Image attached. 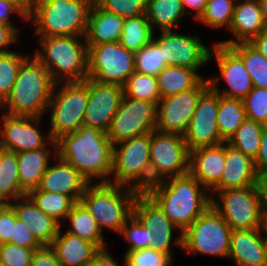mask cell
<instances>
[{
    "label": "cell",
    "mask_w": 267,
    "mask_h": 266,
    "mask_svg": "<svg viewBox=\"0 0 267 266\" xmlns=\"http://www.w3.org/2000/svg\"><path fill=\"white\" fill-rule=\"evenodd\" d=\"M56 144L57 155L89 183H97V179L99 183H110L108 177H112L114 146L107 133L83 125L75 132L62 135Z\"/></svg>",
    "instance_id": "6da1fadb"
},
{
    "label": "cell",
    "mask_w": 267,
    "mask_h": 266,
    "mask_svg": "<svg viewBox=\"0 0 267 266\" xmlns=\"http://www.w3.org/2000/svg\"><path fill=\"white\" fill-rule=\"evenodd\" d=\"M26 194L20 187L17 154L0 148V205Z\"/></svg>",
    "instance_id": "d6a6232c"
},
{
    "label": "cell",
    "mask_w": 267,
    "mask_h": 266,
    "mask_svg": "<svg viewBox=\"0 0 267 266\" xmlns=\"http://www.w3.org/2000/svg\"><path fill=\"white\" fill-rule=\"evenodd\" d=\"M140 192L111 183H90L80 202L95 218L100 230L119 233L133 215V205Z\"/></svg>",
    "instance_id": "8992f818"
},
{
    "label": "cell",
    "mask_w": 267,
    "mask_h": 266,
    "mask_svg": "<svg viewBox=\"0 0 267 266\" xmlns=\"http://www.w3.org/2000/svg\"><path fill=\"white\" fill-rule=\"evenodd\" d=\"M16 4L27 16L31 13L34 0H6Z\"/></svg>",
    "instance_id": "91938a15"
},
{
    "label": "cell",
    "mask_w": 267,
    "mask_h": 266,
    "mask_svg": "<svg viewBox=\"0 0 267 266\" xmlns=\"http://www.w3.org/2000/svg\"><path fill=\"white\" fill-rule=\"evenodd\" d=\"M265 30L259 0H237L228 30L235 39L219 40L217 43L225 46L248 43Z\"/></svg>",
    "instance_id": "484cf974"
},
{
    "label": "cell",
    "mask_w": 267,
    "mask_h": 266,
    "mask_svg": "<svg viewBox=\"0 0 267 266\" xmlns=\"http://www.w3.org/2000/svg\"><path fill=\"white\" fill-rule=\"evenodd\" d=\"M135 72V56L119 42L88 46V78L124 86Z\"/></svg>",
    "instance_id": "8fae6325"
},
{
    "label": "cell",
    "mask_w": 267,
    "mask_h": 266,
    "mask_svg": "<svg viewBox=\"0 0 267 266\" xmlns=\"http://www.w3.org/2000/svg\"><path fill=\"white\" fill-rule=\"evenodd\" d=\"M262 18L265 24V28L267 30V0H259Z\"/></svg>",
    "instance_id": "94428289"
},
{
    "label": "cell",
    "mask_w": 267,
    "mask_h": 266,
    "mask_svg": "<svg viewBox=\"0 0 267 266\" xmlns=\"http://www.w3.org/2000/svg\"><path fill=\"white\" fill-rule=\"evenodd\" d=\"M242 103L247 119L267 126V89L254 87Z\"/></svg>",
    "instance_id": "f6af8a7d"
},
{
    "label": "cell",
    "mask_w": 267,
    "mask_h": 266,
    "mask_svg": "<svg viewBox=\"0 0 267 266\" xmlns=\"http://www.w3.org/2000/svg\"><path fill=\"white\" fill-rule=\"evenodd\" d=\"M124 95L133 99L145 100L158 104L160 92L157 77L135 71L123 86Z\"/></svg>",
    "instance_id": "f35d334b"
},
{
    "label": "cell",
    "mask_w": 267,
    "mask_h": 266,
    "mask_svg": "<svg viewBox=\"0 0 267 266\" xmlns=\"http://www.w3.org/2000/svg\"><path fill=\"white\" fill-rule=\"evenodd\" d=\"M88 97L89 78L81 82H63L54 85L47 109L50 112L48 133L54 141L83 126Z\"/></svg>",
    "instance_id": "ba28073f"
},
{
    "label": "cell",
    "mask_w": 267,
    "mask_h": 266,
    "mask_svg": "<svg viewBox=\"0 0 267 266\" xmlns=\"http://www.w3.org/2000/svg\"><path fill=\"white\" fill-rule=\"evenodd\" d=\"M254 160L225 142V166L220 182L210 191L215 195L226 189H244L256 185Z\"/></svg>",
    "instance_id": "603a6c76"
},
{
    "label": "cell",
    "mask_w": 267,
    "mask_h": 266,
    "mask_svg": "<svg viewBox=\"0 0 267 266\" xmlns=\"http://www.w3.org/2000/svg\"><path fill=\"white\" fill-rule=\"evenodd\" d=\"M151 233L150 229L145 228L140 221L132 215L122 227L120 232V235H122L124 240L130 244L129 248L126 249L125 252L150 249Z\"/></svg>",
    "instance_id": "7bdbcfd3"
},
{
    "label": "cell",
    "mask_w": 267,
    "mask_h": 266,
    "mask_svg": "<svg viewBox=\"0 0 267 266\" xmlns=\"http://www.w3.org/2000/svg\"><path fill=\"white\" fill-rule=\"evenodd\" d=\"M219 94L210 86L201 94L188 128L183 135L189 151L217 146L221 138L217 124Z\"/></svg>",
    "instance_id": "2e32d148"
},
{
    "label": "cell",
    "mask_w": 267,
    "mask_h": 266,
    "mask_svg": "<svg viewBox=\"0 0 267 266\" xmlns=\"http://www.w3.org/2000/svg\"><path fill=\"white\" fill-rule=\"evenodd\" d=\"M124 95L123 87L89 79V97L83 125L107 133Z\"/></svg>",
    "instance_id": "ffe728a7"
},
{
    "label": "cell",
    "mask_w": 267,
    "mask_h": 266,
    "mask_svg": "<svg viewBox=\"0 0 267 266\" xmlns=\"http://www.w3.org/2000/svg\"><path fill=\"white\" fill-rule=\"evenodd\" d=\"M264 126L261 123L246 118L226 143L252 160H255L259 151Z\"/></svg>",
    "instance_id": "8d00e7d4"
},
{
    "label": "cell",
    "mask_w": 267,
    "mask_h": 266,
    "mask_svg": "<svg viewBox=\"0 0 267 266\" xmlns=\"http://www.w3.org/2000/svg\"><path fill=\"white\" fill-rule=\"evenodd\" d=\"M27 195L32 199L36 206L45 214L53 217L61 224L66 219L68 213L76 202L67 195L46 192L38 188L30 190Z\"/></svg>",
    "instance_id": "d590c367"
},
{
    "label": "cell",
    "mask_w": 267,
    "mask_h": 266,
    "mask_svg": "<svg viewBox=\"0 0 267 266\" xmlns=\"http://www.w3.org/2000/svg\"><path fill=\"white\" fill-rule=\"evenodd\" d=\"M211 203L232 230L262 228L264 212L256 186L218 191Z\"/></svg>",
    "instance_id": "30bf717a"
},
{
    "label": "cell",
    "mask_w": 267,
    "mask_h": 266,
    "mask_svg": "<svg viewBox=\"0 0 267 266\" xmlns=\"http://www.w3.org/2000/svg\"><path fill=\"white\" fill-rule=\"evenodd\" d=\"M61 232L60 227L58 235L49 247L63 266H87L100 251L95 244L87 240L68 232Z\"/></svg>",
    "instance_id": "4316f807"
},
{
    "label": "cell",
    "mask_w": 267,
    "mask_h": 266,
    "mask_svg": "<svg viewBox=\"0 0 267 266\" xmlns=\"http://www.w3.org/2000/svg\"><path fill=\"white\" fill-rule=\"evenodd\" d=\"M262 229L233 230L228 258L235 266H267V243Z\"/></svg>",
    "instance_id": "7402d4cb"
},
{
    "label": "cell",
    "mask_w": 267,
    "mask_h": 266,
    "mask_svg": "<svg viewBox=\"0 0 267 266\" xmlns=\"http://www.w3.org/2000/svg\"><path fill=\"white\" fill-rule=\"evenodd\" d=\"M1 119V149L15 153L34 151L46 148L53 141L49 133L45 136L39 129L41 117L14 116L3 113Z\"/></svg>",
    "instance_id": "d6986e66"
},
{
    "label": "cell",
    "mask_w": 267,
    "mask_h": 266,
    "mask_svg": "<svg viewBox=\"0 0 267 266\" xmlns=\"http://www.w3.org/2000/svg\"><path fill=\"white\" fill-rule=\"evenodd\" d=\"M232 229L211 205L184 232L188 253L228 258Z\"/></svg>",
    "instance_id": "9c48e42d"
},
{
    "label": "cell",
    "mask_w": 267,
    "mask_h": 266,
    "mask_svg": "<svg viewBox=\"0 0 267 266\" xmlns=\"http://www.w3.org/2000/svg\"><path fill=\"white\" fill-rule=\"evenodd\" d=\"M9 243L26 249H40L42 247L32 235L29 227L23 221L17 219V216L16 222L13 224L12 236Z\"/></svg>",
    "instance_id": "c3c4849f"
},
{
    "label": "cell",
    "mask_w": 267,
    "mask_h": 266,
    "mask_svg": "<svg viewBox=\"0 0 267 266\" xmlns=\"http://www.w3.org/2000/svg\"><path fill=\"white\" fill-rule=\"evenodd\" d=\"M55 164L49 165L37 187L39 190L70 196L76 203L80 202L89 181L68 162L58 155L53 156Z\"/></svg>",
    "instance_id": "44dd1931"
},
{
    "label": "cell",
    "mask_w": 267,
    "mask_h": 266,
    "mask_svg": "<svg viewBox=\"0 0 267 266\" xmlns=\"http://www.w3.org/2000/svg\"><path fill=\"white\" fill-rule=\"evenodd\" d=\"M9 205L15 211L17 219L29 227L42 246H49L58 235L61 224L40 210L27 194L16 198Z\"/></svg>",
    "instance_id": "d4e9b609"
},
{
    "label": "cell",
    "mask_w": 267,
    "mask_h": 266,
    "mask_svg": "<svg viewBox=\"0 0 267 266\" xmlns=\"http://www.w3.org/2000/svg\"><path fill=\"white\" fill-rule=\"evenodd\" d=\"M236 1L208 0L205 11L198 22L212 29L226 27L229 30Z\"/></svg>",
    "instance_id": "ab89813d"
},
{
    "label": "cell",
    "mask_w": 267,
    "mask_h": 266,
    "mask_svg": "<svg viewBox=\"0 0 267 266\" xmlns=\"http://www.w3.org/2000/svg\"><path fill=\"white\" fill-rule=\"evenodd\" d=\"M248 44L267 58V30L262 31L256 37L252 38Z\"/></svg>",
    "instance_id": "680465c9"
},
{
    "label": "cell",
    "mask_w": 267,
    "mask_h": 266,
    "mask_svg": "<svg viewBox=\"0 0 267 266\" xmlns=\"http://www.w3.org/2000/svg\"><path fill=\"white\" fill-rule=\"evenodd\" d=\"M225 166V142L189 151V173L208 191L221 180Z\"/></svg>",
    "instance_id": "cb8c5ba5"
},
{
    "label": "cell",
    "mask_w": 267,
    "mask_h": 266,
    "mask_svg": "<svg viewBox=\"0 0 267 266\" xmlns=\"http://www.w3.org/2000/svg\"><path fill=\"white\" fill-rule=\"evenodd\" d=\"M35 250L11 243L0 244V261L6 266H31Z\"/></svg>",
    "instance_id": "7dc6e473"
},
{
    "label": "cell",
    "mask_w": 267,
    "mask_h": 266,
    "mask_svg": "<svg viewBox=\"0 0 267 266\" xmlns=\"http://www.w3.org/2000/svg\"><path fill=\"white\" fill-rule=\"evenodd\" d=\"M30 57L22 62L11 93L0 107L9 115L42 118L55 83L48 69L35 56Z\"/></svg>",
    "instance_id": "3957f363"
},
{
    "label": "cell",
    "mask_w": 267,
    "mask_h": 266,
    "mask_svg": "<svg viewBox=\"0 0 267 266\" xmlns=\"http://www.w3.org/2000/svg\"><path fill=\"white\" fill-rule=\"evenodd\" d=\"M67 219L70 227L66 232L95 244L100 250L107 248L104 235L97 221L81 202H77L72 207Z\"/></svg>",
    "instance_id": "4dcf8cb0"
},
{
    "label": "cell",
    "mask_w": 267,
    "mask_h": 266,
    "mask_svg": "<svg viewBox=\"0 0 267 266\" xmlns=\"http://www.w3.org/2000/svg\"><path fill=\"white\" fill-rule=\"evenodd\" d=\"M160 36L153 35L152 41L162 51L163 60L171 66H180L198 70L210 62V52L197 35L180 34L173 30L161 31Z\"/></svg>",
    "instance_id": "9a60e30c"
},
{
    "label": "cell",
    "mask_w": 267,
    "mask_h": 266,
    "mask_svg": "<svg viewBox=\"0 0 267 266\" xmlns=\"http://www.w3.org/2000/svg\"><path fill=\"white\" fill-rule=\"evenodd\" d=\"M124 260V266H127L125 258ZM115 260V258L112 257L110 252H108V249H102L100 250L93 258V260L87 265V266H119ZM121 266V265H120Z\"/></svg>",
    "instance_id": "11a10c76"
},
{
    "label": "cell",
    "mask_w": 267,
    "mask_h": 266,
    "mask_svg": "<svg viewBox=\"0 0 267 266\" xmlns=\"http://www.w3.org/2000/svg\"><path fill=\"white\" fill-rule=\"evenodd\" d=\"M256 188L264 213H267V171L257 174Z\"/></svg>",
    "instance_id": "6f0895ef"
},
{
    "label": "cell",
    "mask_w": 267,
    "mask_h": 266,
    "mask_svg": "<svg viewBox=\"0 0 267 266\" xmlns=\"http://www.w3.org/2000/svg\"><path fill=\"white\" fill-rule=\"evenodd\" d=\"M185 15L181 0H148L146 16L153 31L178 28L179 20Z\"/></svg>",
    "instance_id": "1f68e13d"
},
{
    "label": "cell",
    "mask_w": 267,
    "mask_h": 266,
    "mask_svg": "<svg viewBox=\"0 0 267 266\" xmlns=\"http://www.w3.org/2000/svg\"><path fill=\"white\" fill-rule=\"evenodd\" d=\"M246 111L241 99L228 98L219 94L217 124L221 138L227 142L246 120Z\"/></svg>",
    "instance_id": "836d02e7"
},
{
    "label": "cell",
    "mask_w": 267,
    "mask_h": 266,
    "mask_svg": "<svg viewBox=\"0 0 267 266\" xmlns=\"http://www.w3.org/2000/svg\"><path fill=\"white\" fill-rule=\"evenodd\" d=\"M157 105L123 95L107 136L114 146L124 140L151 133L156 126Z\"/></svg>",
    "instance_id": "4fadbf2b"
},
{
    "label": "cell",
    "mask_w": 267,
    "mask_h": 266,
    "mask_svg": "<svg viewBox=\"0 0 267 266\" xmlns=\"http://www.w3.org/2000/svg\"><path fill=\"white\" fill-rule=\"evenodd\" d=\"M195 69L180 66H166L158 75L160 97L165 98L195 88L202 80Z\"/></svg>",
    "instance_id": "f546056e"
},
{
    "label": "cell",
    "mask_w": 267,
    "mask_h": 266,
    "mask_svg": "<svg viewBox=\"0 0 267 266\" xmlns=\"http://www.w3.org/2000/svg\"><path fill=\"white\" fill-rule=\"evenodd\" d=\"M16 154L20 187L28 193L30 190L39 186L42 176L50 165V156L57 155V144L53 140L46 148L34 151H22Z\"/></svg>",
    "instance_id": "83f0119b"
},
{
    "label": "cell",
    "mask_w": 267,
    "mask_h": 266,
    "mask_svg": "<svg viewBox=\"0 0 267 266\" xmlns=\"http://www.w3.org/2000/svg\"><path fill=\"white\" fill-rule=\"evenodd\" d=\"M135 71L145 75L157 77V75L167 66L166 60H163L162 51L151 41L134 53Z\"/></svg>",
    "instance_id": "b9f144b4"
},
{
    "label": "cell",
    "mask_w": 267,
    "mask_h": 266,
    "mask_svg": "<svg viewBox=\"0 0 267 266\" xmlns=\"http://www.w3.org/2000/svg\"><path fill=\"white\" fill-rule=\"evenodd\" d=\"M28 56L15 51L0 55V105L10 95L20 66Z\"/></svg>",
    "instance_id": "60d3db41"
},
{
    "label": "cell",
    "mask_w": 267,
    "mask_h": 266,
    "mask_svg": "<svg viewBox=\"0 0 267 266\" xmlns=\"http://www.w3.org/2000/svg\"><path fill=\"white\" fill-rule=\"evenodd\" d=\"M262 232H264V238L267 243V213H264L263 215V221H262Z\"/></svg>",
    "instance_id": "6125c7cd"
},
{
    "label": "cell",
    "mask_w": 267,
    "mask_h": 266,
    "mask_svg": "<svg viewBox=\"0 0 267 266\" xmlns=\"http://www.w3.org/2000/svg\"><path fill=\"white\" fill-rule=\"evenodd\" d=\"M94 0H34L28 20H33L35 35L85 36Z\"/></svg>",
    "instance_id": "5b68a950"
},
{
    "label": "cell",
    "mask_w": 267,
    "mask_h": 266,
    "mask_svg": "<svg viewBox=\"0 0 267 266\" xmlns=\"http://www.w3.org/2000/svg\"><path fill=\"white\" fill-rule=\"evenodd\" d=\"M150 142L151 133H146L114 145L111 184L140 193L151 187Z\"/></svg>",
    "instance_id": "52a82bcc"
},
{
    "label": "cell",
    "mask_w": 267,
    "mask_h": 266,
    "mask_svg": "<svg viewBox=\"0 0 267 266\" xmlns=\"http://www.w3.org/2000/svg\"><path fill=\"white\" fill-rule=\"evenodd\" d=\"M124 20L123 17L107 12L93 2L85 35L87 46L119 42Z\"/></svg>",
    "instance_id": "f1b7e54d"
},
{
    "label": "cell",
    "mask_w": 267,
    "mask_h": 266,
    "mask_svg": "<svg viewBox=\"0 0 267 266\" xmlns=\"http://www.w3.org/2000/svg\"><path fill=\"white\" fill-rule=\"evenodd\" d=\"M16 213L9 204L0 205V244L9 243L12 236Z\"/></svg>",
    "instance_id": "681fc988"
},
{
    "label": "cell",
    "mask_w": 267,
    "mask_h": 266,
    "mask_svg": "<svg viewBox=\"0 0 267 266\" xmlns=\"http://www.w3.org/2000/svg\"><path fill=\"white\" fill-rule=\"evenodd\" d=\"M0 266H6V265L0 261Z\"/></svg>",
    "instance_id": "be15d7a7"
},
{
    "label": "cell",
    "mask_w": 267,
    "mask_h": 266,
    "mask_svg": "<svg viewBox=\"0 0 267 266\" xmlns=\"http://www.w3.org/2000/svg\"><path fill=\"white\" fill-rule=\"evenodd\" d=\"M103 10L124 19L146 14L148 0H94Z\"/></svg>",
    "instance_id": "ee69618b"
},
{
    "label": "cell",
    "mask_w": 267,
    "mask_h": 266,
    "mask_svg": "<svg viewBox=\"0 0 267 266\" xmlns=\"http://www.w3.org/2000/svg\"><path fill=\"white\" fill-rule=\"evenodd\" d=\"M127 266H172L173 260L166 254L152 250L140 249L127 252L123 256Z\"/></svg>",
    "instance_id": "bcb514c9"
},
{
    "label": "cell",
    "mask_w": 267,
    "mask_h": 266,
    "mask_svg": "<svg viewBox=\"0 0 267 266\" xmlns=\"http://www.w3.org/2000/svg\"><path fill=\"white\" fill-rule=\"evenodd\" d=\"M154 32L146 14L124 20L120 45L128 51L136 53L152 41Z\"/></svg>",
    "instance_id": "e575fe53"
},
{
    "label": "cell",
    "mask_w": 267,
    "mask_h": 266,
    "mask_svg": "<svg viewBox=\"0 0 267 266\" xmlns=\"http://www.w3.org/2000/svg\"><path fill=\"white\" fill-rule=\"evenodd\" d=\"M18 38V32L12 26L0 24V55L13 51L7 48H10L9 45H14Z\"/></svg>",
    "instance_id": "f5cc1de1"
},
{
    "label": "cell",
    "mask_w": 267,
    "mask_h": 266,
    "mask_svg": "<svg viewBox=\"0 0 267 266\" xmlns=\"http://www.w3.org/2000/svg\"><path fill=\"white\" fill-rule=\"evenodd\" d=\"M207 191L187 173L154 183L145 193L184 232L211 206L212 198Z\"/></svg>",
    "instance_id": "7a4b0ae2"
},
{
    "label": "cell",
    "mask_w": 267,
    "mask_h": 266,
    "mask_svg": "<svg viewBox=\"0 0 267 266\" xmlns=\"http://www.w3.org/2000/svg\"><path fill=\"white\" fill-rule=\"evenodd\" d=\"M151 186L164 179L189 173V150L179 134L151 132Z\"/></svg>",
    "instance_id": "7c38bea8"
},
{
    "label": "cell",
    "mask_w": 267,
    "mask_h": 266,
    "mask_svg": "<svg viewBox=\"0 0 267 266\" xmlns=\"http://www.w3.org/2000/svg\"><path fill=\"white\" fill-rule=\"evenodd\" d=\"M17 14L24 21H28V16L14 3L6 0H0V24L12 26L17 32L20 31L19 27L13 25L11 21V14ZM10 19V20H9Z\"/></svg>",
    "instance_id": "f907efd6"
},
{
    "label": "cell",
    "mask_w": 267,
    "mask_h": 266,
    "mask_svg": "<svg viewBox=\"0 0 267 266\" xmlns=\"http://www.w3.org/2000/svg\"><path fill=\"white\" fill-rule=\"evenodd\" d=\"M243 61L254 87L267 89V58L248 43L229 46Z\"/></svg>",
    "instance_id": "74e56055"
},
{
    "label": "cell",
    "mask_w": 267,
    "mask_h": 266,
    "mask_svg": "<svg viewBox=\"0 0 267 266\" xmlns=\"http://www.w3.org/2000/svg\"><path fill=\"white\" fill-rule=\"evenodd\" d=\"M31 266H63L56 258L55 253L49 246H42L35 250Z\"/></svg>",
    "instance_id": "816d5d0a"
},
{
    "label": "cell",
    "mask_w": 267,
    "mask_h": 266,
    "mask_svg": "<svg viewBox=\"0 0 267 266\" xmlns=\"http://www.w3.org/2000/svg\"><path fill=\"white\" fill-rule=\"evenodd\" d=\"M212 48L210 61L215 59L221 77H207L209 86L221 96L242 100L254 88L242 59L229 46L215 43ZM220 78L227 83L228 89L220 90L217 84Z\"/></svg>",
    "instance_id": "e0dca14e"
},
{
    "label": "cell",
    "mask_w": 267,
    "mask_h": 266,
    "mask_svg": "<svg viewBox=\"0 0 267 266\" xmlns=\"http://www.w3.org/2000/svg\"><path fill=\"white\" fill-rule=\"evenodd\" d=\"M37 38L40 49L32 55L48 69L55 84L81 82L88 78V46L85 36Z\"/></svg>",
    "instance_id": "277c9868"
},
{
    "label": "cell",
    "mask_w": 267,
    "mask_h": 266,
    "mask_svg": "<svg viewBox=\"0 0 267 266\" xmlns=\"http://www.w3.org/2000/svg\"><path fill=\"white\" fill-rule=\"evenodd\" d=\"M133 215L145 228L150 229L152 232L150 249L160 251L173 260L170 246L173 241L175 246L177 245V247L183 248V232L171 222L145 192L139 193L136 197L133 205ZM173 229L180 231L179 237L177 236L175 241L172 239Z\"/></svg>",
    "instance_id": "ac0fdd59"
},
{
    "label": "cell",
    "mask_w": 267,
    "mask_h": 266,
    "mask_svg": "<svg viewBox=\"0 0 267 266\" xmlns=\"http://www.w3.org/2000/svg\"><path fill=\"white\" fill-rule=\"evenodd\" d=\"M208 0H181L183 8H184V13L185 14H194V19L195 21L199 20L201 16L203 15L205 8H206V3ZM190 9V10H189ZM194 11L195 13H192L191 11Z\"/></svg>",
    "instance_id": "9f6ffc18"
},
{
    "label": "cell",
    "mask_w": 267,
    "mask_h": 266,
    "mask_svg": "<svg viewBox=\"0 0 267 266\" xmlns=\"http://www.w3.org/2000/svg\"><path fill=\"white\" fill-rule=\"evenodd\" d=\"M208 87V78H204L195 88L161 98L157 104L155 130L183 136L201 94Z\"/></svg>",
    "instance_id": "5bb4252c"
},
{
    "label": "cell",
    "mask_w": 267,
    "mask_h": 266,
    "mask_svg": "<svg viewBox=\"0 0 267 266\" xmlns=\"http://www.w3.org/2000/svg\"><path fill=\"white\" fill-rule=\"evenodd\" d=\"M254 165L257 174L267 171V126H264L260 139V147Z\"/></svg>",
    "instance_id": "db71d44e"
}]
</instances>
